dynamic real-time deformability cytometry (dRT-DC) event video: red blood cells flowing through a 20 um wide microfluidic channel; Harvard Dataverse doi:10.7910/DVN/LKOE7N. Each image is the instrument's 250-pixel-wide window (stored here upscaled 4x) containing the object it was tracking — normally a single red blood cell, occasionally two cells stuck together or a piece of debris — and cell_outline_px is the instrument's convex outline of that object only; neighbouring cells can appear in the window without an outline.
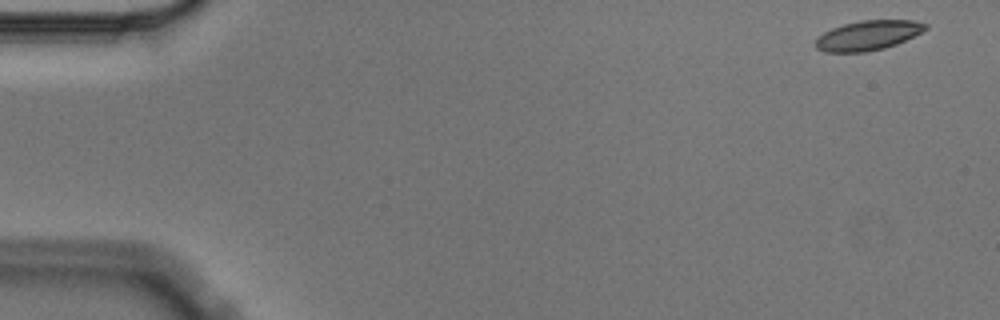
{"species": "Egyptian fruit bat (a non-hibernating species)", "species_latin": "Rousettus aegyptiacus", "temperature_condition": "cold", "stored_images_in_passage": 6, "segment_of_instrument_passage": [1, 2], "camera_frame_rate_fps": 3000, "um_per_image_px": 0.085, "animal": {"sex": "male"}, "frame": {"image": 1, "passage_image": 1, "time_ms": 0.0, "image_size_px": [1000, 320], "cell_outline_px": [[928, 28], [896, 44], [884, 48], [864, 52], [824, 52], [816, 48], [816, 36], [832, 28], [844, 24], [860, 20], [912, 20], [928, 24]], "centroid_in_image_um": [73.74, 3.0], "position_along_channel_um": 11.3, "area_um2": 18.9}}
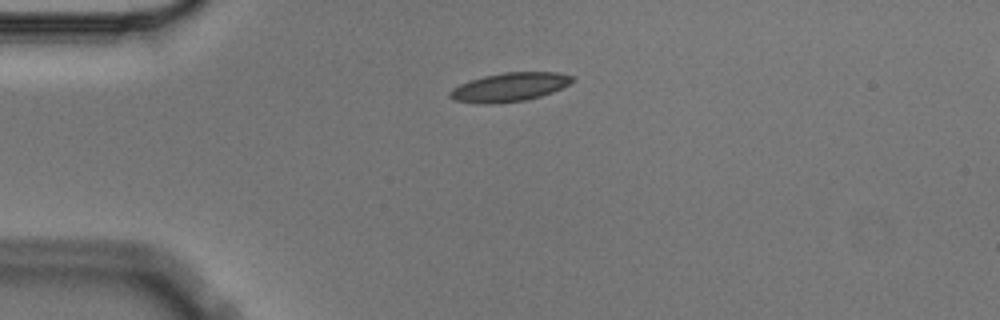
{"frame": {"image": 2, "passage_image": 4, "time_ms": 1.0, "image_size_px": [1000, 320], "cell_outline_px": [[576, 80], [552, 92], [540, 96], [524, 100], [496, 104], [480, 104], [452, 100], [448, 96], [448, 92], [452, 88], [460, 84], [484, 76], [504, 72], [560, 72], [572, 76]], "centroid_in_image_um": [43.28, 7.41], "position_along_channel_um": 41.7, "area_um2": 20.58}}